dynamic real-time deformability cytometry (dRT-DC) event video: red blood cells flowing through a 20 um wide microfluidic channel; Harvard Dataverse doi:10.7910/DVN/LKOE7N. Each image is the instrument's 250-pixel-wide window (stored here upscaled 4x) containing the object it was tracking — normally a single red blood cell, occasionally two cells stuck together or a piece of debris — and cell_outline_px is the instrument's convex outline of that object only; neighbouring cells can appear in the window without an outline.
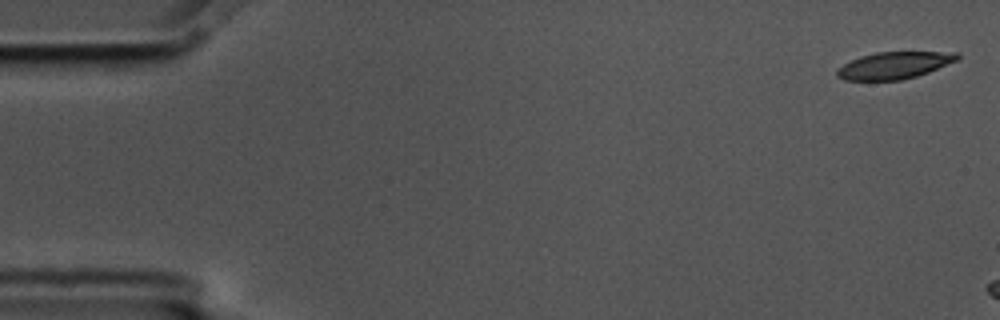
{"species": "common noctule bat (a hibernating species)", "species_latin": "Nyctalus noctula", "temperature_condition": "cold", "stored_images_in_passage": 3, "camera_frame_rate_fps": 3000, "um_per_image_px": 0.085, "animal": {"sex": "male", "body_mass_g": 17.5, "forearm_length_mm": 52.3}, "frame": {"image": 1, "passage_image": 1, "time_ms": 0.0, "image_size_px": [1000, 320], "cell_outline_px": [[960, 60], [928, 72], [916, 76], [900, 80], [844, 80], [836, 76], [836, 68], [860, 56], [876, 52], [960, 52]], "centroid_in_image_um": [76.03, 5.55], "position_along_channel_um": 9.0, "area_um2": 19.02}}